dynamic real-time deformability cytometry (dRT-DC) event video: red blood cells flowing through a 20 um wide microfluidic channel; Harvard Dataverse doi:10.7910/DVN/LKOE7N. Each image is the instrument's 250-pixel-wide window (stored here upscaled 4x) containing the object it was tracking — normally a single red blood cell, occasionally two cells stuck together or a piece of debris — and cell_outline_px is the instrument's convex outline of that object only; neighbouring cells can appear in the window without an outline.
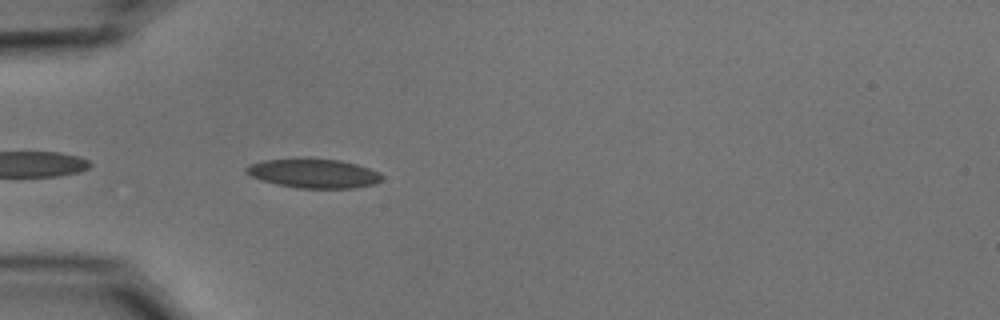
{"species": "common noctule bat (a hibernating species)", "species_latin": "Nyctalus noctula", "temperature_condition": "cold", "stored_images_in_passage": 10, "camera_frame_rate_fps": 3000, "um_per_image_px": 0.085, "animal": {"sex": "male", "body_mass_g": 15.6}, "frame": {"image": 1, "passage_image": 2, "time_ms": 0.333, "image_size_px": [1000, 320], "cell_outline_px": [[384, 176], [380, 180], [372, 184], [352, 188], [296, 188], [276, 184], [260, 180], [244, 172], [244, 168], [248, 164], [264, 160], [296, 156], [308, 156], [340, 160], [356, 164], [380, 172]], "centroid_in_image_um": [26.58, 14.69], "position_along_channel_um": 58.4, "area_um2": 23.87}}